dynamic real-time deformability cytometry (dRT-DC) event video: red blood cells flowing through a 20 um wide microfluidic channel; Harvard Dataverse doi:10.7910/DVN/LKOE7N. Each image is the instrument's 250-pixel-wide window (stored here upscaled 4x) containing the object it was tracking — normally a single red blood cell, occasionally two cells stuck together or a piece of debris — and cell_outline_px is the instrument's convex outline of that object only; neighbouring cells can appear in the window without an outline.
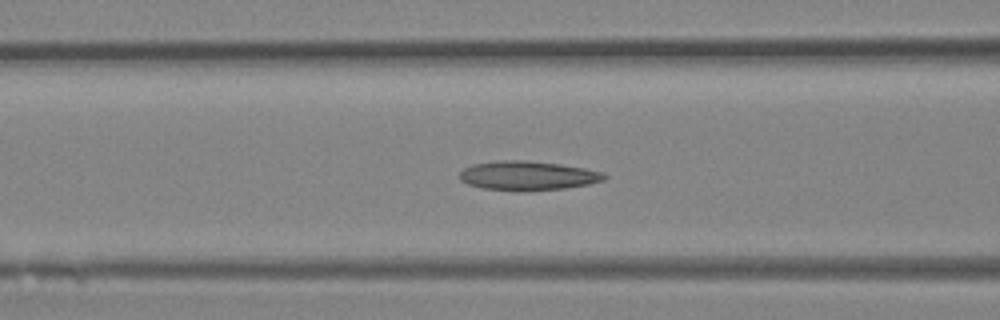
{"species": "Egyptian fruit bat (a non-hibernating species)", "species_latin": "Rousettus aegyptiacus", "temperature_condition": "room temperature", "stored_images_in_passage": 38, "camera_frame_rate_fps": 3000, "um_per_image_px": 0.085, "animal": {"sex": "female"}, "frame": {"image": 1, "passage_image": 15, "time_ms": 4.667, "image_size_px": [1000, 320], "cell_outline_px": [[608, 176], [604, 180], [588, 184], [564, 188], [484, 188], [468, 184], [460, 180], [460, 172], [464, 168], [472, 164], [500, 160], [524, 160], [560, 164], [584, 168], [604, 172]], "centroid_in_image_um": [44.88, 14.88], "position_along_channel_um": 121.7, "area_um2": 23.58}}
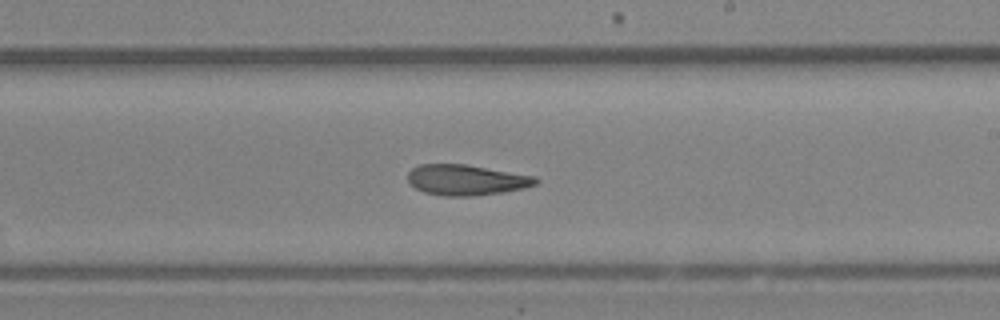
{"frame": {"image": 2, "passage_image": 22, "time_ms": 7.0, "image_size_px": [1000, 320], "cell_outline_px": [[540, 180], [536, 184], [524, 188], [504, 192], [472, 196], [444, 196], [424, 192], [416, 188], [408, 180], [408, 172], [412, 168], [420, 164], [468, 164], [536, 176]], "centroid_in_image_um": [39.67, 15.29], "position_along_channel_um": 249.3, "area_um2": 22.95}}
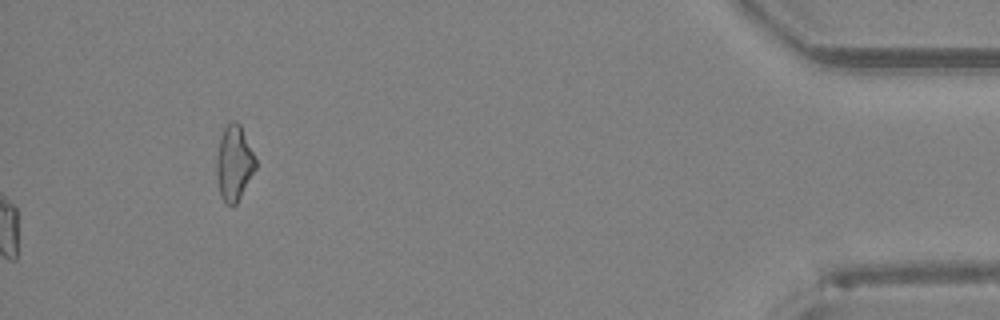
{"frame": {"image": 3, "passage_image": 38, "time_ms": 12.333, "image_size_px": [1000, 320], "cell_outline_px": [[256, 168], [236, 204], [232, 208], [224, 204], [220, 196], [216, 176], [216, 156], [220, 136], [224, 128], [232, 120], [236, 120], [240, 124], [256, 160]], "centroid_in_image_um": [19.86, 13.9], "position_along_channel_um": 415.3, "area_um2": 17.28}}